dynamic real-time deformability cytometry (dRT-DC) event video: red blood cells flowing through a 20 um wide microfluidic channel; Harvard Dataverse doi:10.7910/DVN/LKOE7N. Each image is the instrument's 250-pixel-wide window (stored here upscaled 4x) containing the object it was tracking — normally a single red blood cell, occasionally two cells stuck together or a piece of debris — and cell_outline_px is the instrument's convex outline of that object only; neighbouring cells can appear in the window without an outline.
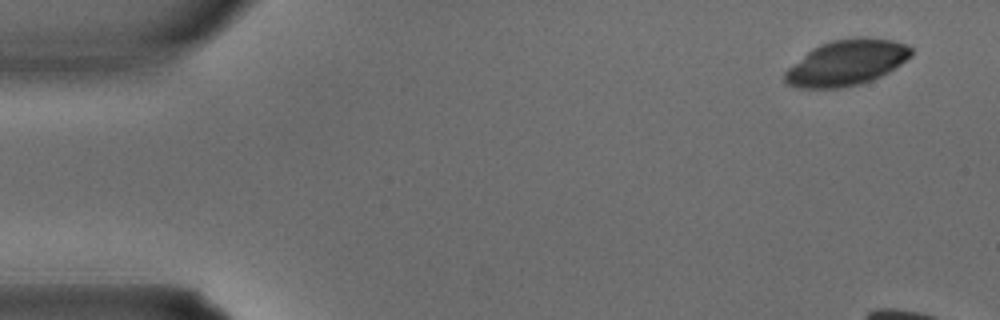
{"species": "common noctule bat (a hibernating species)", "species_latin": "Nyctalus noctula", "temperature_condition": "warm", "stored_images_in_passage": 5, "segment_of_instrument_passage": [1, 2], "camera_frame_rate_fps": 3000, "um_per_image_px": 0.085, "animal": {"sex": "male", "body_mass_g": 15.6}, "frame": {"image": 1, "passage_image": 1, "time_ms": 0.0, "image_size_px": [1000, 320], "cell_outline_px": [[912, 56], [888, 72], [872, 80], [860, 84], [840, 88], [796, 88], [788, 84], [784, 80], [784, 72], [788, 68], [812, 48], [820, 44], [832, 40], [852, 36], [868, 36], [892, 40], [904, 44], [912, 48]], "centroid_in_image_um": [71.95, 5.31], "position_along_channel_um": 13.0, "area_um2": 33.81}}
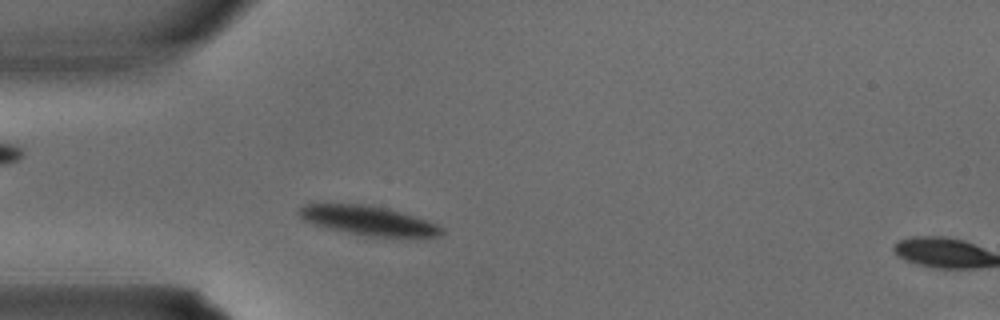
{"frame": {"image": 2, "passage_image": 4, "time_ms": 1.0, "image_size_px": [1000, 320], "cell_outline_px": [[444, 232], [436, 236], [368, 236], [332, 228], [316, 224], [304, 220], [296, 212], [304, 204], [364, 204], [384, 208], [400, 212], [428, 220], [444, 228]], "centroid_in_image_um": [31.31, 18.73], "position_along_channel_um": 53.7, "area_um2": 23.58}}